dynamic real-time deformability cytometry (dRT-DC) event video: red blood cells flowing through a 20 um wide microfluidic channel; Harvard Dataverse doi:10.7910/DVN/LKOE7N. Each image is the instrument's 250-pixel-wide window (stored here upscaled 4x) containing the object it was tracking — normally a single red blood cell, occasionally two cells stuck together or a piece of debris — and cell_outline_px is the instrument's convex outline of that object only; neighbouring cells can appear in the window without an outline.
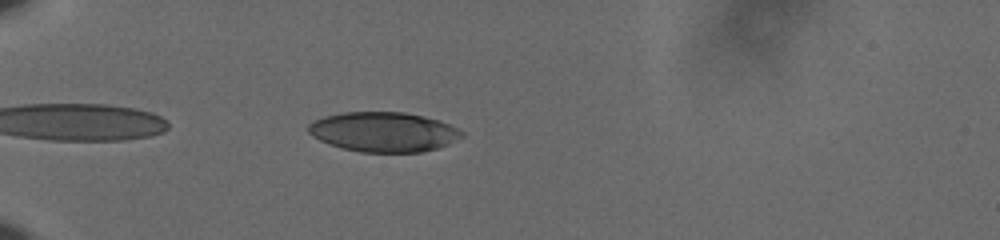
{"species": "human", "species_latin": "Homo sapiens", "temperature_condition": "cold", "stored_images_in_passage": 44, "camera_frame_rate_fps": 3000, "um_per_image_px": 0.085, "donor": {"sex": "male"}, "frame": {"image": 1, "passage_image": 4, "time_ms": 1.0, "image_size_px": [1000, 240], "cell_outline_px": [[464, 136], [448, 144], [436, 148], [420, 152], [360, 152], [344, 148], [320, 140], [312, 136], [308, 132], [308, 124], [324, 116], [340, 112], [404, 112], [424, 116], [448, 124], [464, 132]], "centroid_in_image_um": [32.6, 11.2], "position_along_channel_um": 52.4, "area_um2": 35.32}}
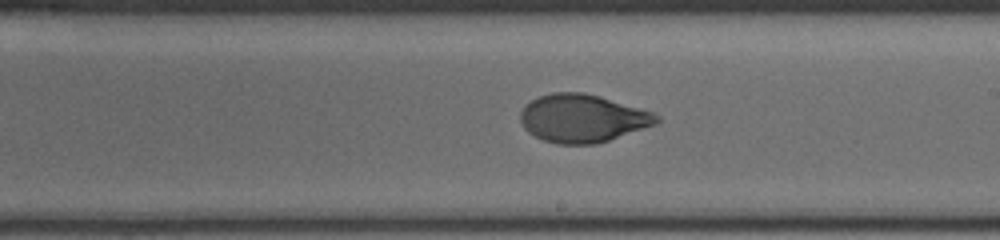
{"frame": {"image": 2, "passage_image": 22, "time_ms": 7.0, "image_size_px": [1000, 240], "cell_outline_px": [[660, 120], [656, 124], [596, 144], [556, 144], [544, 140], [528, 132], [524, 128], [520, 120], [520, 112], [524, 104], [540, 96], [552, 92], [584, 92], [600, 96], [652, 112], [660, 116]], "centroid_in_image_um": [49.48, 10.05], "position_along_channel_um": 239.5, "area_um2": 37.97}}
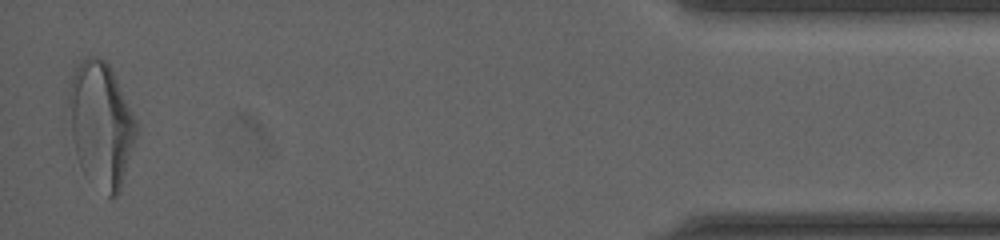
{"frame": {"image": 3, "passage_image": 43, "time_ms": 14.0, "image_size_px": [1000, 240], "cell_outline_px": [[140, 124], [120, 192], [116, 196], [108, 196], [88, 180], [84, 176], [80, 168], [64, 104], [72, 68], [84, 56], [96, 56], [104, 60], [108, 64]], "centroid_in_image_um": [8.54, 10.54], "position_along_channel_um": 426.7, "area_um2": 50.69}, "authors_computed_cell_mechanics": {"area_um2": 38.2347, "velocity_mm_per_s": 3.6249, "shape_relaxation_time_tau1_ms": 4.4904, "shape_relaxation_time_tau2_ms": 0.8619, "deformation_change_tau1": 0.1815, "deformation_change_tau2": 0.0477}}